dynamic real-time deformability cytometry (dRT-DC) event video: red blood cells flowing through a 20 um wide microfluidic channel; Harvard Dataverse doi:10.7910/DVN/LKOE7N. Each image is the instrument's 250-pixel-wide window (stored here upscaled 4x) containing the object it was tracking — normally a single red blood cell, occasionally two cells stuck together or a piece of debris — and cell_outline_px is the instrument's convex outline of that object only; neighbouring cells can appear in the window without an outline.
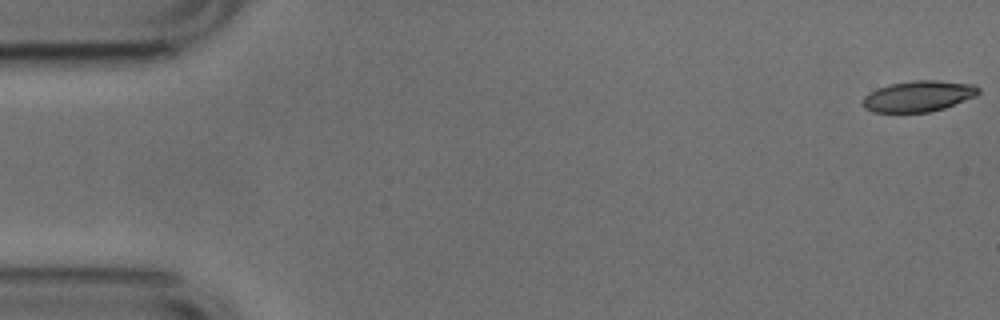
{"species": "common noctule bat (a hibernating species)", "species_latin": "Nyctalus noctula", "temperature_condition": "cold", "stored_images_in_passage": 53, "camera_frame_rate_fps": 3000, "um_per_image_px": 0.085, "animal": {"sex": "male", "body_mass_g": 17.9, "forearm_length_mm": 54.2}, "frame": {"image": 1, "passage_image": 1, "time_ms": 0.0, "image_size_px": [1000, 320], "cell_outline_px": [[980, 92], [976, 96], [944, 108], [928, 112], [872, 112], [864, 108], [864, 96], [876, 88], [888, 84], [916, 80], [936, 80], [976, 84], [980, 88]], "centroid_in_image_um": [78.09, 8.16], "position_along_channel_um": 6.9, "area_um2": 20.92}}
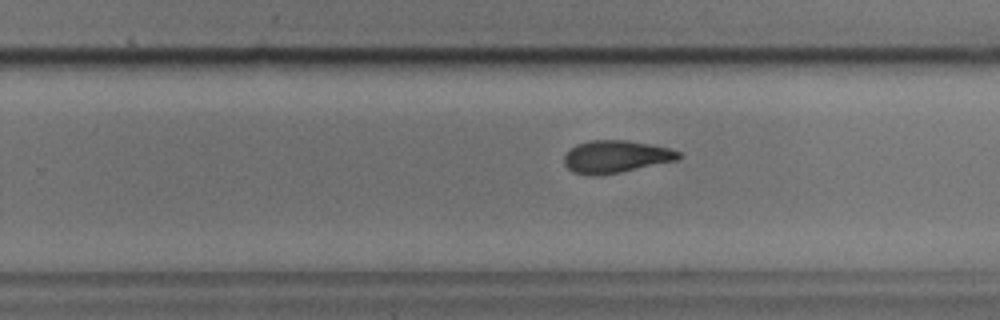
{"frame": {"image": 2, "passage_image": 33, "time_ms": 10.667, "image_size_px": [1000, 320], "cell_outline_px": [[680, 156], [676, 160], [620, 172], [600, 176], [588, 176], [572, 172], [564, 164], [564, 156], [576, 144], [588, 140], [628, 140], [668, 148], [680, 152]], "centroid_in_image_um": [52.28, 13.32], "position_along_channel_um": 277.5, "area_um2": 21.56}}
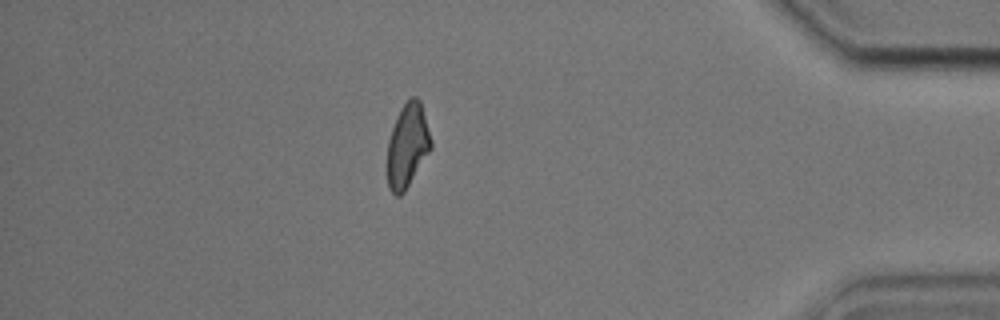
{"frame": {"image": 3, "passage_image": 46, "time_ms": 15.0, "image_size_px": [1000, 320], "cell_outline_px": [[432, 148], [404, 192], [400, 196], [396, 196], [388, 188], [388, 140], [396, 116], [400, 108], [412, 96], [416, 96], [420, 100], [432, 140]], "centroid_in_image_um": [34.64, 12.37], "position_along_channel_um": 400.6, "area_um2": 21.27}, "authors_computed_cell_mechanics": {"area_um2": 21.675, "velocity_mm_per_s": 3.7757, "shape_relaxation_time_tau1_ms": 6.4729, "shape_relaxation_time_tau2_ms": 4.5026, "deformation_change_tau1": 0.1898, "deformation_change_tau2": 0.0969}}